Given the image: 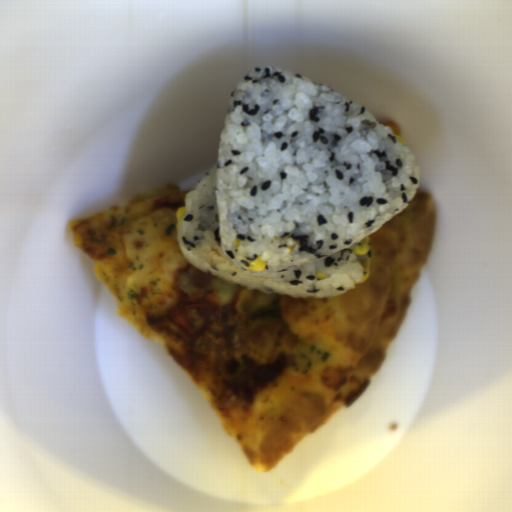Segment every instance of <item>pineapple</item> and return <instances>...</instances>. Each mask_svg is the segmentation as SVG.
Returning a JSON list of instances; mask_svg holds the SVG:
<instances>
[{"label":"pineapple","mask_w":512,"mask_h":512,"mask_svg":"<svg viewBox=\"0 0 512 512\" xmlns=\"http://www.w3.org/2000/svg\"><path fill=\"white\" fill-rule=\"evenodd\" d=\"M177 211L154 209L128 224L121 239L124 260L103 257L93 274L117 302L115 313L138 335L151 315L177 306L171 287L175 270L186 265L177 234Z\"/></svg>","instance_id":"obj_1"}]
</instances>
